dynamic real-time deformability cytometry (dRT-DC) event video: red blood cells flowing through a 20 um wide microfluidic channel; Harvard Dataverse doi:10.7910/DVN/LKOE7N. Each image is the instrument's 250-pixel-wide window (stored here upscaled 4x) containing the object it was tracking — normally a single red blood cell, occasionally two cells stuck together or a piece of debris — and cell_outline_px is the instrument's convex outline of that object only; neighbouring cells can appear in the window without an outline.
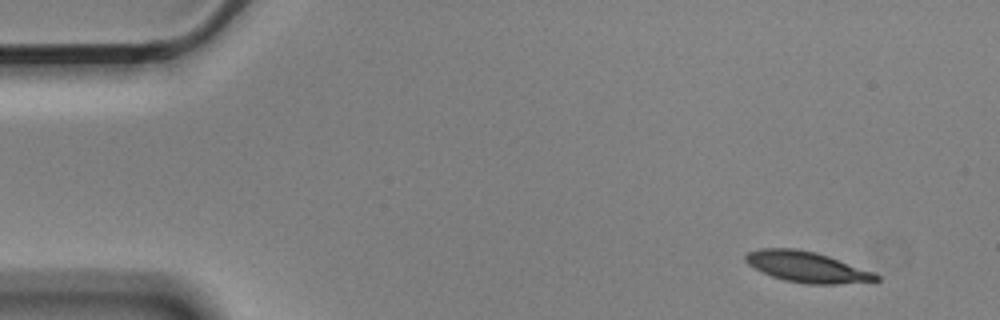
{"species": "Egyptian fruit bat (a non-hibernating species)", "species_latin": "Rousettus aegyptiacus", "temperature_condition": "cold", "stored_images_in_passage": 5, "camera_frame_rate_fps": 3000, "um_per_image_px": 0.085, "animal": {"sex": "male"}, "frame": {"image": 1, "passage_image": 1, "time_ms": 0.0, "image_size_px": [1000, 320], "cell_outline_px": [[880, 280], [836, 284], [808, 284], [784, 280], [772, 276], [748, 264], [744, 260], [744, 256], [748, 252], [760, 248], [796, 248], [816, 252], [876, 272], [880, 276]], "centroid_in_image_um": [68.61, 22.68], "position_along_channel_um": 16.4, "area_um2": 23.35}}
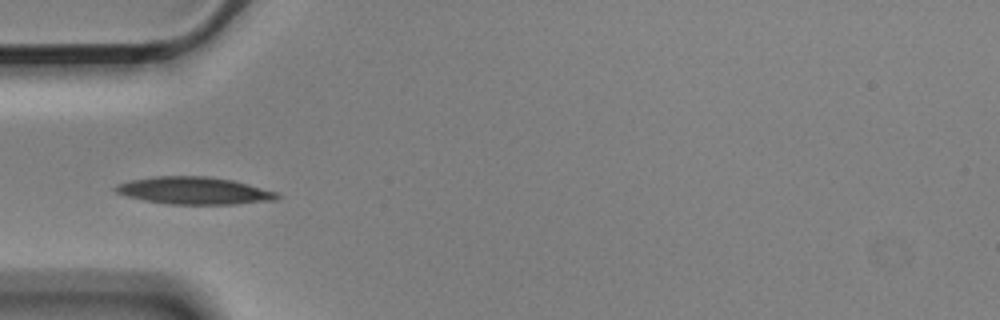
{"frame": {"image": 2, "passage_image": 4, "time_ms": 1.0, "image_size_px": [1000, 320], "cell_outline_px": [[280, 196], [276, 200], [236, 204], [168, 204], [144, 200], [128, 196], [116, 192], [112, 188], [116, 184], [132, 180], [152, 176], [204, 176], [232, 180], [248, 184], [276, 192]], "centroid_in_image_um": [16.48, 16.2], "position_along_channel_um": 68.5, "area_um2": 25.61}}
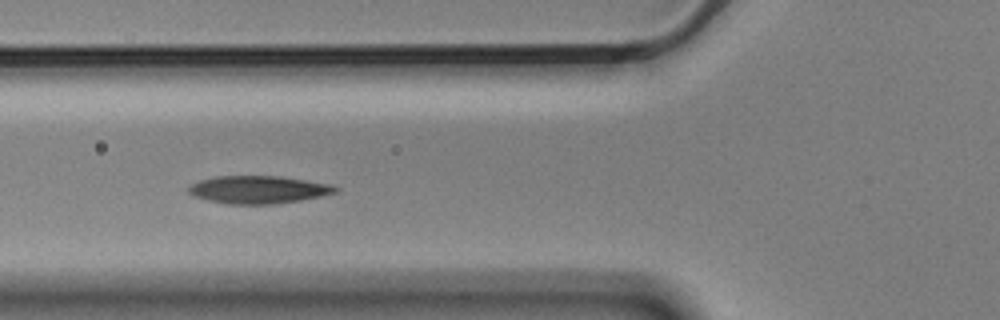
{"frame": {"image": 3, "passage_image": 5, "time_ms": 1.333, "image_size_px": [1000, 320], "cell_outline_px": [[340, 188], [336, 192], [320, 196], [300, 200], [276, 204], [228, 204], [208, 200], [196, 196], [188, 192], [188, 188], [192, 184], [200, 180], [216, 176], [280, 176], [332, 184]], "centroid_in_image_um": [21.99, 16.11], "position_along_channel_um": 103.8, "area_um2": 23.64}}